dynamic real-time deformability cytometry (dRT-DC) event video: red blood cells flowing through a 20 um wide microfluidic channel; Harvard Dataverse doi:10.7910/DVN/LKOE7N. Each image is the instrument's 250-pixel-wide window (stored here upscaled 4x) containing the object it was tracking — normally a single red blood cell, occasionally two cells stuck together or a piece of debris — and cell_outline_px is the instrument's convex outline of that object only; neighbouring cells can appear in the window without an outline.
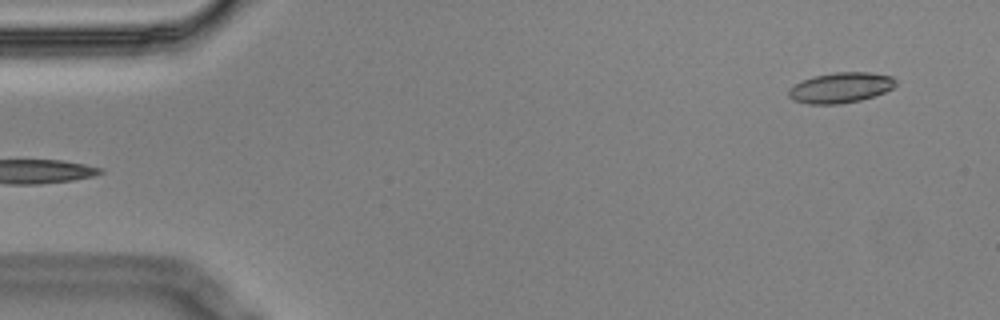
{"species": "Egyptian fruit bat (a non-hibernating species)", "species_latin": "Rousettus aegyptiacus", "temperature_condition": "cold", "stored_images_in_passage": 12, "camera_frame_rate_fps": 3000, "um_per_image_px": 0.085, "animal": {"sex": "male"}, "frame": {"image": 1, "passage_image": 1, "time_ms": 0.0, "image_size_px": [1000, 320], "cell_outline_px": [[896, 84], [892, 88], [884, 92], [860, 100], [840, 104], [808, 104], [792, 100], [788, 96], [788, 88], [812, 76], [836, 72], [872, 72], [892, 76], [896, 80]], "centroid_in_image_um": [71.44, 7.45], "position_along_channel_um": 13.6, "area_um2": 19.02}}
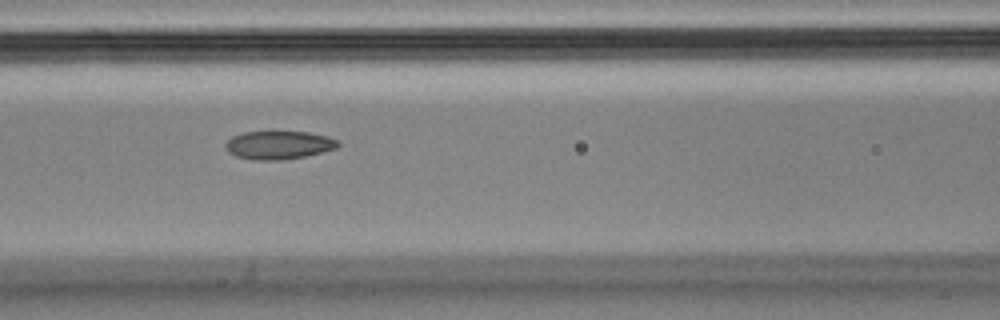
{"frame": {"image": 2, "passage_image": 6, "time_ms": 1.667, "image_size_px": [1000, 320], "cell_outline_px": [[340, 144], [336, 148], [324, 152], [284, 160], [256, 160], [236, 156], [228, 152], [224, 148], [224, 144], [232, 136], [244, 132], [272, 128], [276, 128], [308, 132], [328, 136], [336, 140]], "centroid_in_image_um": [23.66, 12.27], "position_along_channel_um": 142.9, "area_um2": 19.54}}
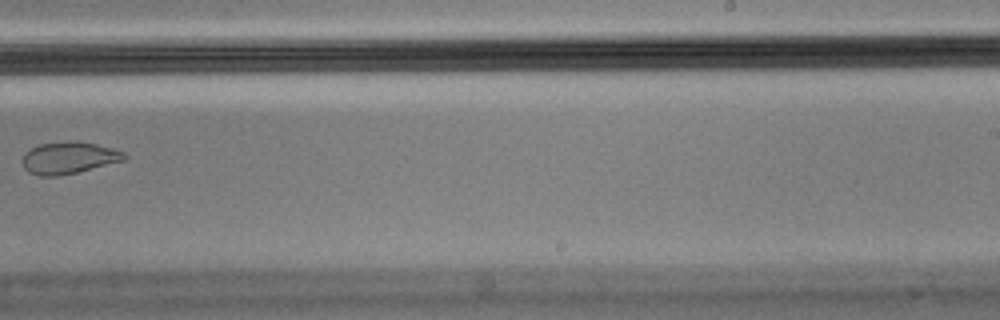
{"frame": {"image": 3, "passage_image": 9, "time_ms": 2.667, "image_size_px": [1000, 320], "cell_outline_px": [[128, 156], [124, 160], [76, 172], [56, 176], [40, 176], [28, 172], [24, 168], [20, 160], [24, 152], [40, 144], [76, 140], [96, 144], [112, 148], [124, 152]], "centroid_in_image_um": [5.8, 13.41], "position_along_channel_um": 283.2, "area_um2": 18.96}}